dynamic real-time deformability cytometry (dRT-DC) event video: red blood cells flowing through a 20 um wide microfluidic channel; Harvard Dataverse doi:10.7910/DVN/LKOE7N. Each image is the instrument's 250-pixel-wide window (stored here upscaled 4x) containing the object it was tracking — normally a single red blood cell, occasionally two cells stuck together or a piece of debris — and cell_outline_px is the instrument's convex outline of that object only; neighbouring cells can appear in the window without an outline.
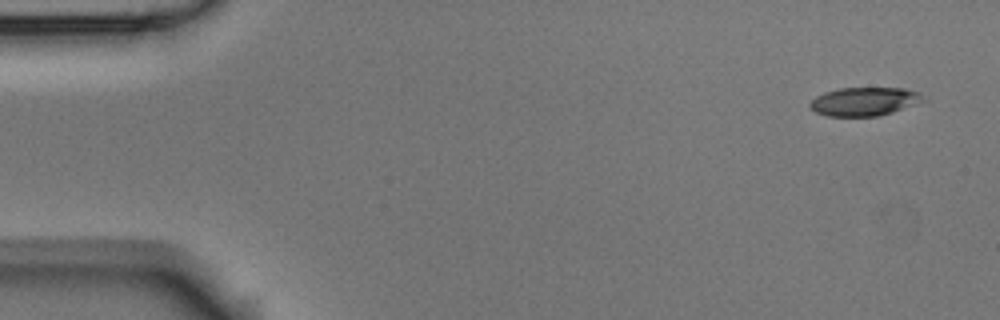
{"species": "Egyptian fruit bat (a non-hibernating species)", "species_latin": "Rousettus aegyptiacus", "temperature_condition": "room temperature", "stored_images_in_passage": 5, "camera_frame_rate_fps": 3000, "um_per_image_px": 0.085, "animal": {"sex": "male"}, "frame": {"image": 1, "passage_image": 1, "time_ms": 0.0, "image_size_px": [1000, 320], "cell_outline_px": [[928, 100], [892, 112], [876, 116], [828, 116], [816, 112], [808, 104], [816, 96], [824, 92], [840, 88], [904, 88], [916, 92]], "centroid_in_image_um": [73.46, 8.62], "position_along_channel_um": 11.5, "area_um2": 18.67}}
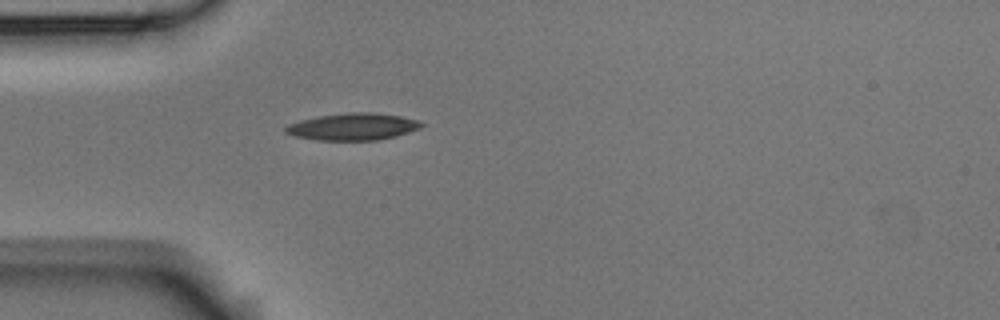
{"frame": {"image": 2, "passage_image": 5, "time_ms": 4.333, "image_size_px": [1000, 320], "cell_outline_px": [[424, 124], [420, 128], [396, 136], [380, 140], [316, 140], [296, 136], [284, 132], [284, 128], [288, 124], [300, 120], [320, 116], [348, 112], [376, 112], [400, 116], [416, 120]], "centroid_in_image_um": [29.99, 10.76], "position_along_channel_um": 55.0, "area_um2": 21.33}}